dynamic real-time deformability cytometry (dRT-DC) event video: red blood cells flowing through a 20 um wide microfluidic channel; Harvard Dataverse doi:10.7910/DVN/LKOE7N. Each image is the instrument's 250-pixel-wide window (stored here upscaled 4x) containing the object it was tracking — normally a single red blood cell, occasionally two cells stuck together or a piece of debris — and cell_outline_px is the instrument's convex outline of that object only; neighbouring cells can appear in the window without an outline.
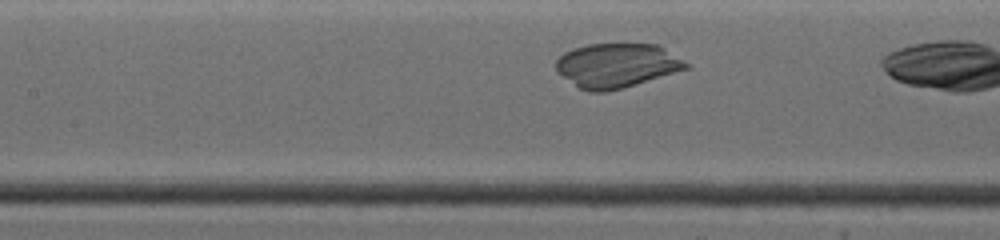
{"species": "common noctule bat (a hibernating species)", "species_latin": "Nyctalus noctula", "temperature_condition": "warm", "stored_images_in_passage": 9, "camera_frame_rate_fps": 4500, "um_per_image_px": 0.085, "animal": {"sex": "female", "body_mass_g": 19.0, "forearm_length_mm": 53.3}, "frame": {"image": 1, "passage_image": 7, "time_ms": 2.222, "image_size_px": [1000, 240], "cell_outline_px": [[688, 68], [620, 88], [604, 92], [592, 92], [580, 88], [556, 72], [556, 60], [564, 52], [572, 48], [588, 44], [656, 44], [664, 48], [688, 64]], "centroid_in_image_um": [52.36, 5.55], "position_along_channel_um": 155.0, "area_um2": 32.95}}